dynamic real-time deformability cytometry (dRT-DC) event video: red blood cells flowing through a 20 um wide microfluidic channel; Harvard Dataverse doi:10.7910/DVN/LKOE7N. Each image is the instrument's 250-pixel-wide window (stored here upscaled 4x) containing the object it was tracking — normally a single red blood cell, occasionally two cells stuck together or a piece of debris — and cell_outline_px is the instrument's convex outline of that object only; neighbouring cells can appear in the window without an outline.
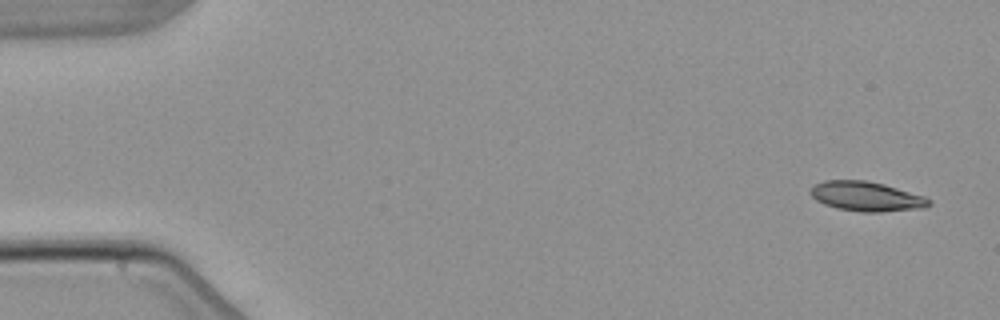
{"species": "common noctule bat (a hibernating species)", "species_latin": "Nyctalus noctula", "temperature_condition": "warm", "stored_images_in_passage": 4, "camera_frame_rate_fps": 3000, "um_per_image_px": 0.085, "animal": {"sex": "male", "body_mass_g": 21.5, "forearm_length_mm": 52.0}, "frame": {"image": 1, "passage_image": 1, "time_ms": 0.0, "image_size_px": [1000, 320], "cell_outline_px": [[932, 204], [924, 208], [880, 212], [860, 212], [836, 208], [824, 204], [816, 200], [808, 192], [816, 184], [824, 180], [864, 180], [884, 184], [924, 196], [932, 200]], "centroid_in_image_um": [73.65, 16.7], "position_along_channel_um": 11.3, "area_um2": 20.52}}
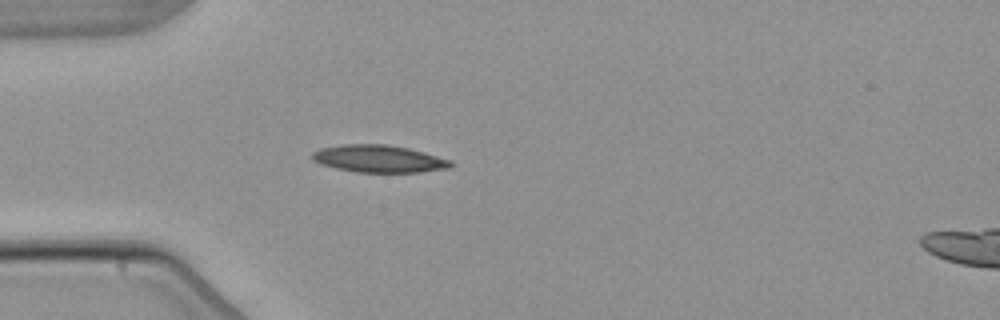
{"frame": {"image": 2, "passage_image": 4, "time_ms": 4.333, "image_size_px": [1000, 320], "cell_outline_px": [[452, 164], [448, 168], [420, 172], [356, 172], [336, 168], [320, 164], [312, 160], [312, 152], [320, 148], [340, 144], [388, 144], [408, 148], [424, 152], [452, 160]], "centroid_in_image_um": [32.17, 13.48], "position_along_channel_um": 52.8, "area_um2": 22.14}}